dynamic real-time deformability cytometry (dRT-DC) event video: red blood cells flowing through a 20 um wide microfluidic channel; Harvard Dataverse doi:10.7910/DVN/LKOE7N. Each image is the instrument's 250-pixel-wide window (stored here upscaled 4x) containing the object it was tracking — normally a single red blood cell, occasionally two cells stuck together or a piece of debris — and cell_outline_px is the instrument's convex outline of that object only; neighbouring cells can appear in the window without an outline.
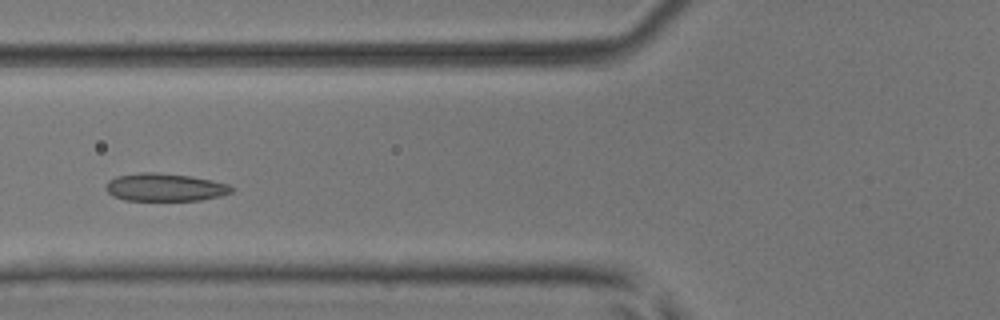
{"species": "common noctule bat (a hibernating species)", "species_latin": "Nyctalus noctula", "temperature_condition": "room temperature", "stored_images_in_passage": 4, "camera_frame_rate_fps": 3000, "um_per_image_px": 0.085, "animal": {"sex": "male", "body_mass_g": 17.9, "forearm_length_mm": 54.2}, "frame": {"image": 1, "passage_image": 4, "time_ms": 1.0, "image_size_px": [1000, 320], "cell_outline_px": [[236, 188], [232, 192], [220, 196], [200, 200], [124, 200], [112, 196], [104, 188], [108, 180], [116, 176], [140, 172], [152, 172], [192, 176], [212, 180], [228, 184]], "centroid_in_image_um": [14.01, 15.91], "position_along_channel_um": 111.8, "area_um2": 20.52}}